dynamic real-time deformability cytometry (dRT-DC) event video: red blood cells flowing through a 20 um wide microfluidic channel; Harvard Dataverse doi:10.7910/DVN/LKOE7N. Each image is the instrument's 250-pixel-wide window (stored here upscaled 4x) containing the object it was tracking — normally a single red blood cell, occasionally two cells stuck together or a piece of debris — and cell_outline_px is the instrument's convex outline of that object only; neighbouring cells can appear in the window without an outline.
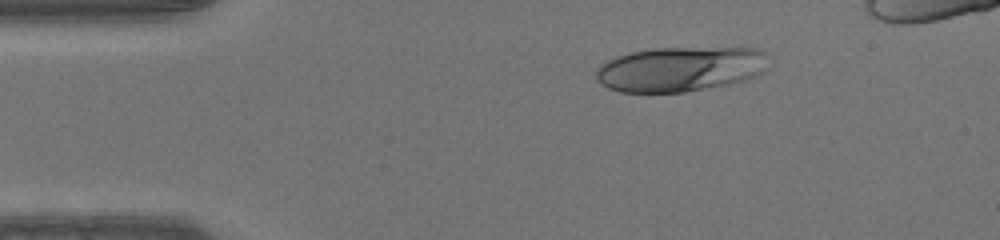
{"species": "human", "species_latin": "Homo sapiens", "temperature_condition": "warm", "stored_images_in_passage": 37, "camera_frame_rate_fps": 3000, "um_per_image_px": 0.085, "donor": {"sex": "male"}, "frame": {"image": 1, "passage_image": 1, "time_ms": 0.0, "image_size_px": [1000, 240], "cell_outline_px": [[764, 52], [760, 72], [756, 76], [744, 80], [728, 84], [684, 92], [620, 92], [608, 88], [600, 84], [596, 80], [596, 72], [600, 64], [616, 56], [632, 52], [652, 48], [760, 48]], "centroid_in_image_um": [57.71, 5.87], "position_along_channel_um": 27.3, "area_um2": 44.56}}
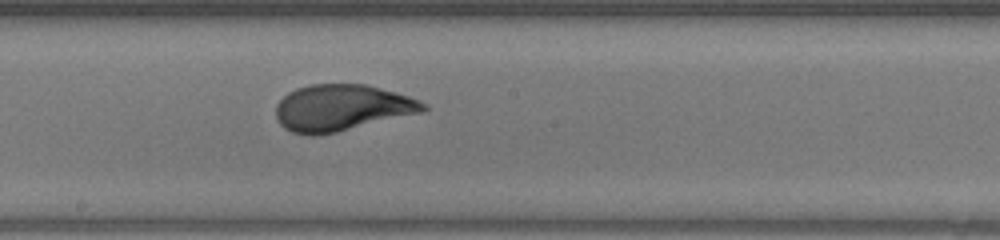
{"frame": {"image": 2, "passage_image": 18, "time_ms": 5.667, "image_size_px": [1000, 240], "cell_outline_px": [[428, 108], [424, 112], [336, 132], [312, 136], [308, 136], [292, 132], [284, 128], [280, 124], [276, 116], [276, 104], [288, 92], [296, 88], [312, 84], [364, 84], [396, 92], [420, 100], [428, 104]], "centroid_in_image_um": [29.05, 9.16], "position_along_channel_um": 219.1, "area_um2": 39.94}}
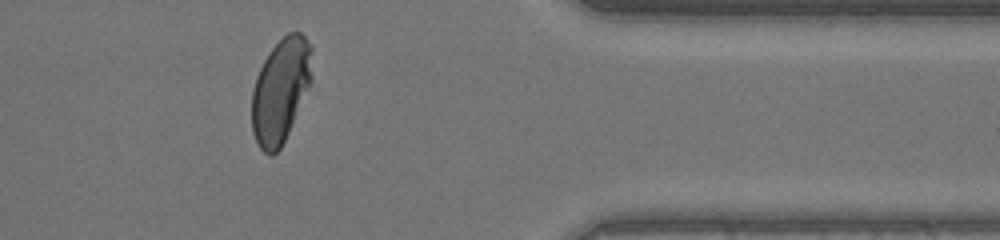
{"frame": {"image": 3, "passage_image": 31, "time_ms": 10.0, "image_size_px": [1000, 240], "cell_outline_px": [[312, 80], [288, 132], [280, 148], [272, 156], [268, 156], [260, 148], [252, 132], [252, 88], [256, 76], [268, 52], [288, 32], [300, 32], [312, 44]], "centroid_in_image_um": [23.85, 7.67], "position_along_channel_um": 387.5, "area_um2": 36.59}}